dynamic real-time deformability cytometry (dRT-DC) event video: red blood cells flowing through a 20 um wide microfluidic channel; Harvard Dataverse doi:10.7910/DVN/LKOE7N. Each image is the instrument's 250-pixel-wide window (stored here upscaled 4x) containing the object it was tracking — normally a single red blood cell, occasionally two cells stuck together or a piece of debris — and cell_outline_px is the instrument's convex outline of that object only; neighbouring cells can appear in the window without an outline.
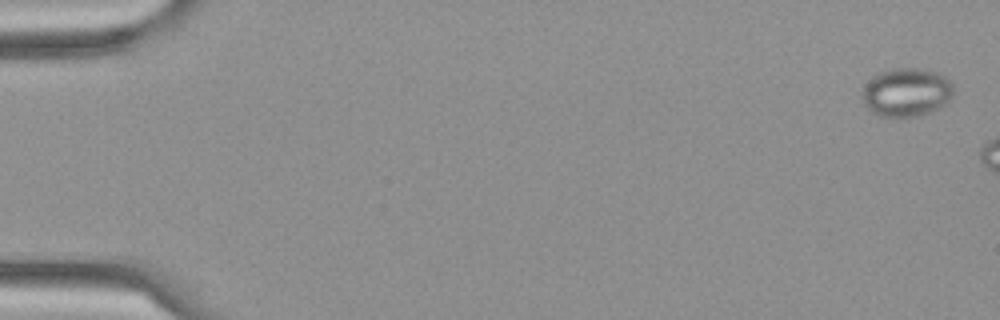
{"species": "Egyptian fruit bat (a non-hibernating species)", "species_latin": "Rousettus aegyptiacus", "temperature_condition": "cold", "stored_images_in_passage": 4, "camera_frame_rate_fps": 3000, "um_per_image_px": 0.085, "frame": {"image": 1, "passage_image": 1, "time_ms": 0.0, "image_size_px": [1000, 320], "cell_outline_px": [[952, 96], [948, 104], [940, 108], [920, 116], [880, 116], [872, 112], [864, 104], [860, 96], [864, 84], [872, 76], [880, 72], [892, 68], [916, 68], [936, 72], [944, 76], [952, 84]], "centroid_in_image_um": [77.02, 7.85], "position_along_channel_um": 8.0, "area_um2": 26.07}}